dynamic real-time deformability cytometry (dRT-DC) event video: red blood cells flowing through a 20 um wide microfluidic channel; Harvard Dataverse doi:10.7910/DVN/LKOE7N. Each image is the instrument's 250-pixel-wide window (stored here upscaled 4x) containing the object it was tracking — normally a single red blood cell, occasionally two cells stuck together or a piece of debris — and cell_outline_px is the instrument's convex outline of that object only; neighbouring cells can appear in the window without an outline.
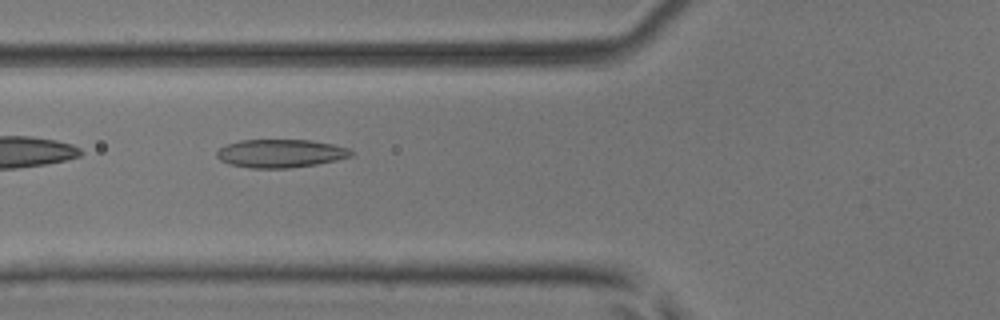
{"species": "common noctule bat (a hibernating species)", "species_latin": "Nyctalus noctula", "temperature_condition": "room temperature", "stored_images_in_passage": 6, "camera_frame_rate_fps": 3000, "um_per_image_px": 0.085, "animal": {"sex": "male", "body_mass_g": 17.9, "forearm_length_mm": 54.2}, "frame": {"image": 1, "passage_image": 4, "time_ms": 1.0, "image_size_px": [1000, 320], "cell_outline_px": [[356, 152], [352, 156], [336, 160], [316, 164], [288, 168], [248, 168], [228, 164], [220, 160], [216, 156], [216, 152], [220, 148], [228, 144], [240, 140], [312, 140], [332, 144], [348, 148]], "centroid_in_image_um": [23.85, 13.04], "position_along_channel_um": 101.9, "area_um2": 22.2}}
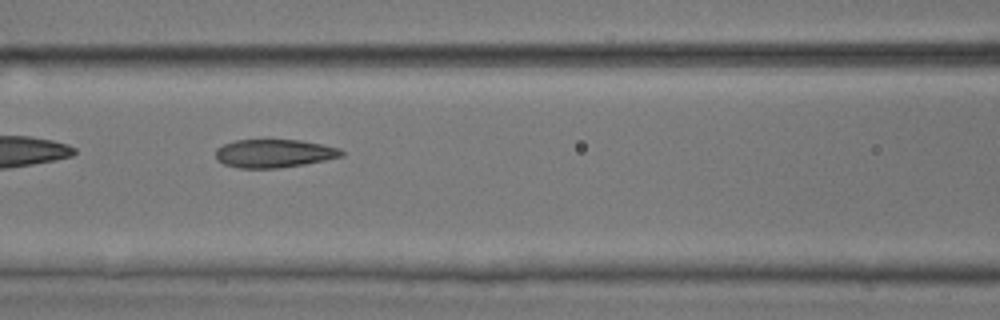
{"frame": {"image": 2, "passage_image": 5, "time_ms": 1.333, "image_size_px": [1000, 320], "cell_outline_px": [[344, 156], [304, 164], [276, 168], [240, 168], [224, 164], [216, 160], [216, 148], [224, 144], [236, 140], [300, 140], [340, 148], [344, 152]], "centroid_in_image_um": [23.29, 13.04], "position_along_channel_um": 143.3, "area_um2": 20.63}}